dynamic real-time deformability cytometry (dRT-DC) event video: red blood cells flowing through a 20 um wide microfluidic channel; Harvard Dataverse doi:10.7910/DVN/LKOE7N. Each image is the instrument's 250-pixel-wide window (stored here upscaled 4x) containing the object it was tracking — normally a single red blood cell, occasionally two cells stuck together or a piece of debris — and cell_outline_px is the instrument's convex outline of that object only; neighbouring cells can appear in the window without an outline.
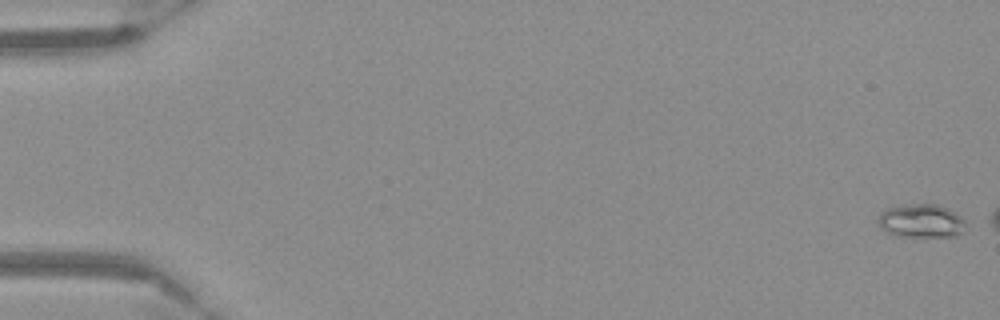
{"species": "Egyptian fruit bat (a non-hibernating species)", "species_latin": "Rousettus aegyptiacus", "temperature_condition": "warm", "stored_images_in_passage": 13, "camera_frame_rate_fps": 3000, "um_per_image_px": 0.085, "frame": {"image": 1, "passage_image": 1, "time_ms": 0.0, "image_size_px": [1000, 320], "cell_outline_px": [[964, 232], [956, 236], [896, 236], [880, 228], [880, 212], [888, 208], [916, 204], [936, 204], [948, 208], [956, 212], [964, 220]], "centroid_in_image_um": [78.34, 18.78], "position_along_channel_um": 6.7, "area_um2": 16.88}}